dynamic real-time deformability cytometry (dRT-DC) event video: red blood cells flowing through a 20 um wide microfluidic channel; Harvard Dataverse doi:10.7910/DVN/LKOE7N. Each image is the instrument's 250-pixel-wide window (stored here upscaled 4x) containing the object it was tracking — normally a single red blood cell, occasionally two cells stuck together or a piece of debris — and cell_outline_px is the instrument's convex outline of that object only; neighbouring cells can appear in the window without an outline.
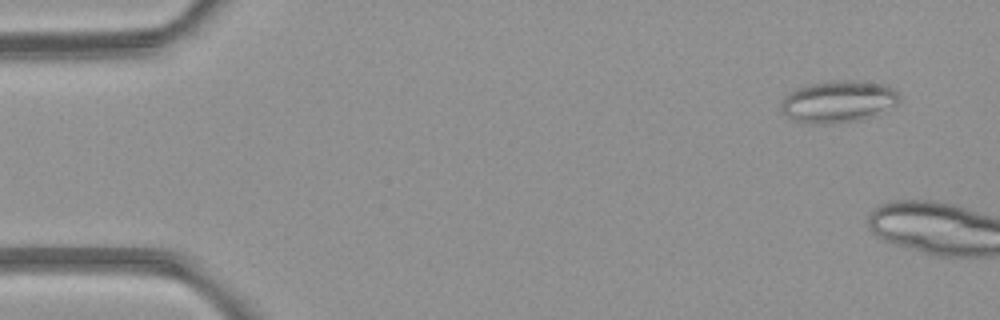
{"species": "common noctule bat (a hibernating species)", "species_latin": "Nyctalus noctula", "temperature_condition": "room temperature", "stored_images_in_passage": 5, "camera_frame_rate_fps": 3000, "um_per_image_px": 0.085, "animal": {"sex": "female", "body_mass_g": 21.9}, "frame": {"image": 1, "passage_image": 1, "time_ms": 0.0, "image_size_px": [1000, 320], "cell_outline_px": [[900, 100], [896, 104], [872, 116], [860, 120], [832, 124], [804, 124], [792, 120], [784, 112], [780, 104], [780, 100], [788, 92], [808, 84], [832, 80], [848, 80], [888, 84], [900, 96]], "centroid_in_image_um": [71.21, 8.63], "position_along_channel_um": 13.8, "area_um2": 29.19}}